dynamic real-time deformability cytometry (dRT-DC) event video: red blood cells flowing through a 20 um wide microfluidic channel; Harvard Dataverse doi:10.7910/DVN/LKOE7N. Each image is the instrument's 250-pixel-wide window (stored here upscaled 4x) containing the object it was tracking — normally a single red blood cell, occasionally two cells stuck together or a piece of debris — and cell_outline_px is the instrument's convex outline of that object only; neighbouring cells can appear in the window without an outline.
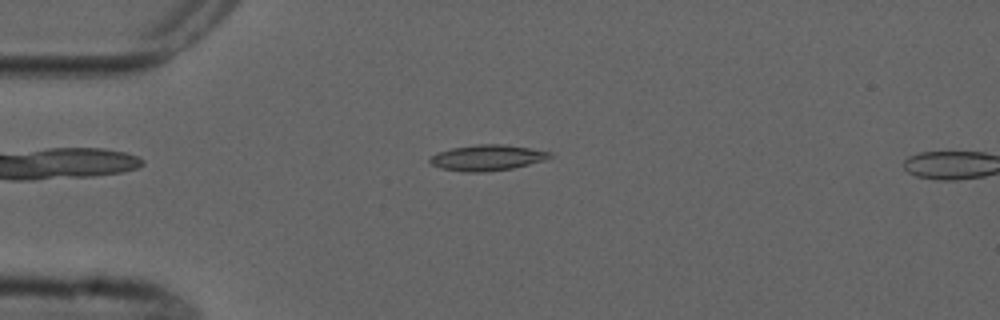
{"species": "common noctule bat (a hibernating species)", "species_latin": "Nyctalus noctula", "temperature_condition": "cold", "stored_images_in_passage": 6, "camera_frame_rate_fps": 3000, "um_per_image_px": 0.085, "animal": {"sex": "male", "forearm_length_mm": 52.5}, "frame": {"image": 1, "passage_image": 5, "time_ms": 5.333, "image_size_px": [1000, 320], "cell_outline_px": [[552, 156], [544, 160], [512, 168], [488, 172], [464, 172], [440, 168], [432, 164], [428, 160], [436, 152], [452, 148], [476, 144], [504, 144], [552, 152]], "centroid_in_image_um": [41.38, 13.4], "position_along_channel_um": 43.6, "area_um2": 17.98}}